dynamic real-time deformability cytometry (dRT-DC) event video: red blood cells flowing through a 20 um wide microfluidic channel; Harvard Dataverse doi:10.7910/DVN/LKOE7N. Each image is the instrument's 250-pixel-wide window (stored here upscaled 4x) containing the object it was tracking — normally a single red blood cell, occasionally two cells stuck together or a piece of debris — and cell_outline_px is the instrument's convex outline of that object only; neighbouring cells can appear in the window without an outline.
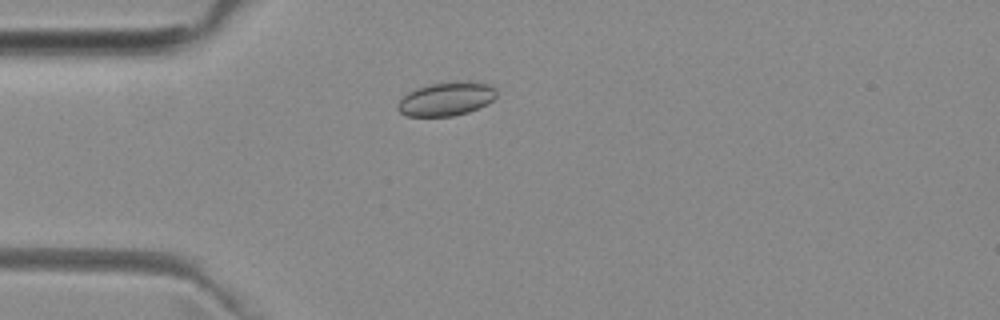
{"species": "common noctule bat (a hibernating species)", "species_latin": "Nyctalus noctula", "temperature_condition": "room temperature", "stored_images_in_passage": 49, "camera_frame_rate_fps": 3000, "um_per_image_px": 0.085, "animal": {"sex": "female", "body_mass_g": 29.2, "forearm_length_mm": 56.3}, "frame": {"image": 1, "passage_image": 11, "time_ms": 3.333, "image_size_px": [1000, 320], "cell_outline_px": [[496, 96], [492, 100], [468, 112], [452, 116], [408, 116], [400, 112], [396, 108], [396, 104], [408, 92], [416, 88], [432, 84], [464, 80], [472, 80], [492, 84], [496, 88]], "centroid_in_image_um": [37.95, 8.38], "position_along_channel_um": 47.1, "area_um2": 19.48}}
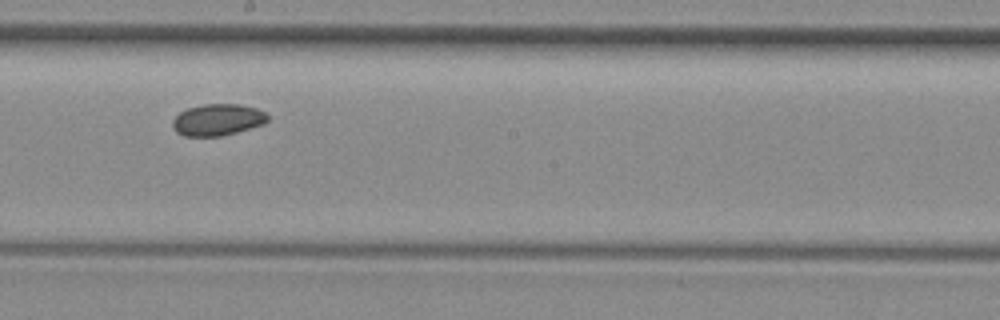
{"frame": {"image": 2, "passage_image": 26, "time_ms": 8.333, "image_size_px": [1000, 320], "cell_outline_px": [[268, 120], [264, 124], [236, 132], [220, 136], [184, 136], [176, 132], [172, 124], [172, 120], [180, 112], [188, 108], [204, 104], [240, 104], [256, 108], [264, 112], [268, 116]], "centroid_in_image_um": [18.49, 10.18], "position_along_channel_um": 229.7, "area_um2": 17.46}}
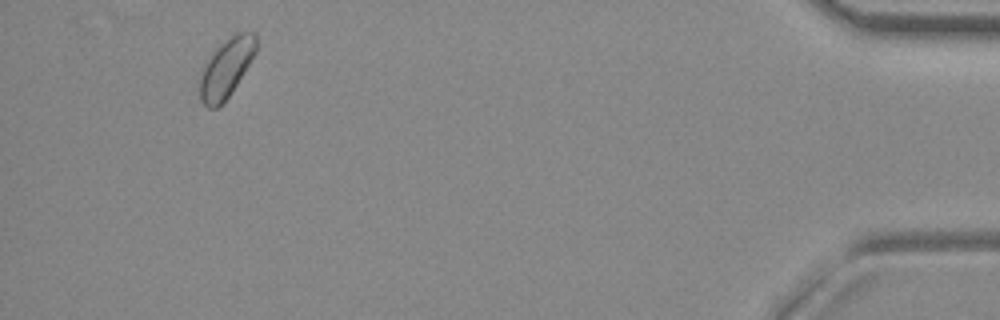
{"frame": {"image": 3, "passage_image": 46, "time_ms": 15.0, "image_size_px": [1000, 320], "cell_outline_px": [[256, 52], [236, 84], [228, 96], [216, 108], [208, 108], [200, 100], [200, 80], [204, 68], [208, 60], [216, 48], [220, 44], [236, 32], [252, 32], [256, 36]], "centroid_in_image_um": [19.24, 5.76], "position_along_channel_um": 416.0, "area_um2": 18.61}}